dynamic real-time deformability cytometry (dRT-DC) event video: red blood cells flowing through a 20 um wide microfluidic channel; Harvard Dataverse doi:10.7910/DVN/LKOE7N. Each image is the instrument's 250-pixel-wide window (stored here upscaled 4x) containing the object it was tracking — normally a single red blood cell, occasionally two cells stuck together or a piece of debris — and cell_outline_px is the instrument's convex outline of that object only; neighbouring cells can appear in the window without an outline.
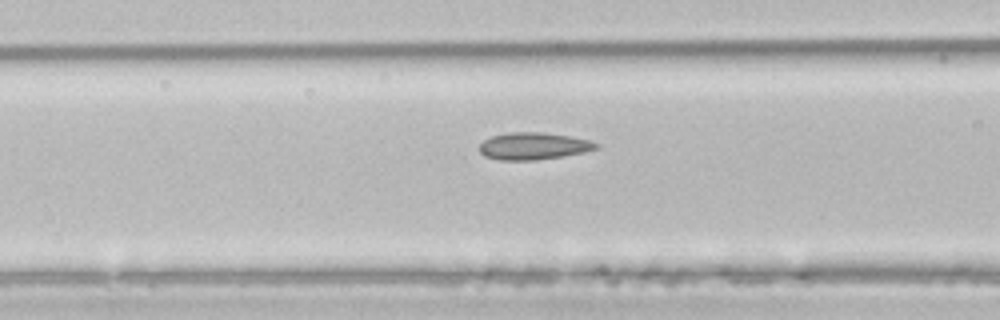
{"species": "common noctule bat (a hibernating species)", "species_latin": "Nyctalus noctula", "temperature_condition": "room temperature", "stored_images_in_passage": 9, "camera_frame_rate_fps": 3000, "um_per_image_px": 0.085, "animal": {"sex": "male", "body_mass_g": 21.5, "forearm_length_mm": 52.0}, "frame": {"image": 1, "passage_image": 7, "time_ms": 2.0, "image_size_px": [1000, 320], "cell_outline_px": [[600, 148], [584, 152], [564, 156], [536, 160], [500, 160], [484, 156], [480, 152], [480, 144], [484, 140], [492, 136], [508, 132], [544, 132], [568, 136], [588, 140], [600, 144]], "centroid_in_image_um": [45.36, 12.42], "position_along_channel_um": 121.2, "area_um2": 18.5}}